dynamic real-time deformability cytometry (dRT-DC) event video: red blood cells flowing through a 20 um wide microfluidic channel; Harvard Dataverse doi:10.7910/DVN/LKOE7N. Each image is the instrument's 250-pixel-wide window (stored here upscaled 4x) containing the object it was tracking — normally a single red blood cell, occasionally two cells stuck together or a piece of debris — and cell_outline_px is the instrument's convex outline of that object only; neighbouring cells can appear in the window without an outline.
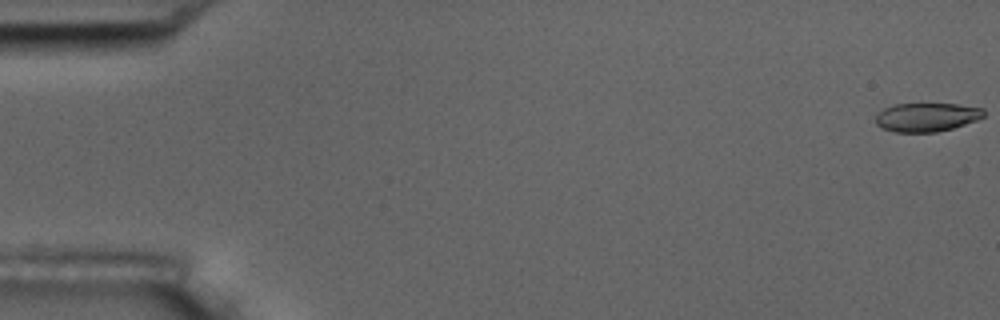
{"species": "common noctule bat (a hibernating species)", "species_latin": "Nyctalus noctula", "temperature_condition": "room temperature", "stored_images_in_passage": 7, "camera_frame_rate_fps": 3000, "um_per_image_px": 0.085, "animal": {"sex": "male", "body_mass_g": 17.5, "forearm_length_mm": 52.3}, "frame": {"image": 1, "passage_image": 1, "time_ms": 0.0, "image_size_px": [1000, 320], "cell_outline_px": [[984, 116], [976, 120], [952, 128], [936, 132], [892, 132], [880, 128], [876, 124], [876, 116], [884, 108], [896, 104], [956, 104], [984, 108]], "centroid_in_image_um": [78.74, 9.96], "position_along_channel_um": 6.3, "area_um2": 18.03}}
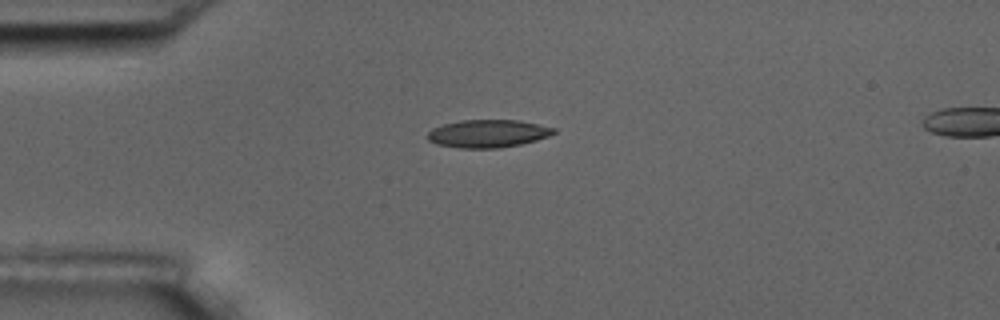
{"frame": {"image": 2, "passage_image": 5, "time_ms": 1.333, "image_size_px": [1000, 320], "cell_outline_px": [[556, 132], [548, 136], [536, 140], [520, 144], [500, 148], [460, 148], [436, 144], [428, 140], [424, 136], [432, 128], [444, 124], [460, 120], [516, 120], [556, 128]], "centroid_in_image_um": [41.42, 11.36], "position_along_channel_um": 43.6, "area_um2": 20.46}}